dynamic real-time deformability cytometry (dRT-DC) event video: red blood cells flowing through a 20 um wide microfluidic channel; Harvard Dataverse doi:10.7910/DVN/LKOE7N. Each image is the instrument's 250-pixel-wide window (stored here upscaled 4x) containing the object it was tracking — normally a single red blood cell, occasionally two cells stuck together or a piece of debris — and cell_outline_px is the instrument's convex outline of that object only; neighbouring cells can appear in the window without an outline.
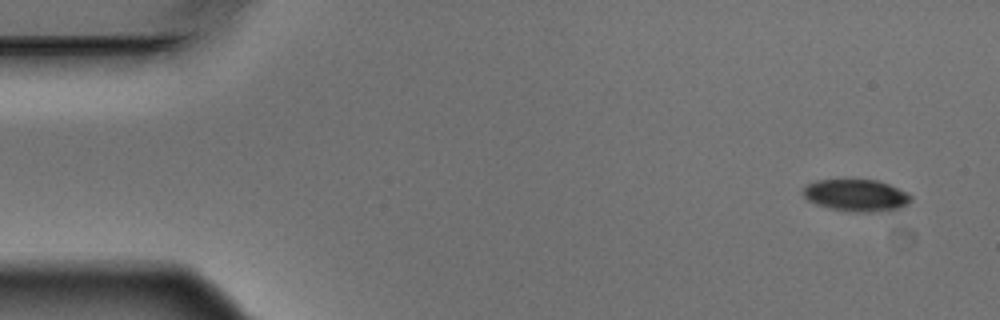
{"species": "Egyptian fruit bat (a non-hibernating species)", "species_latin": "Rousettus aegyptiacus", "temperature_condition": "warm", "stored_images_in_passage": 4, "camera_frame_rate_fps": 3000, "um_per_image_px": 0.085, "animal": {"sex": "male"}, "frame": {"image": 1, "passage_image": 1, "time_ms": 0.0, "image_size_px": [1000, 320], "cell_outline_px": [[912, 200], [908, 204], [892, 212], [856, 212], [832, 208], [816, 204], [808, 200], [800, 192], [800, 188], [804, 184], [816, 180], [848, 176], [876, 180], [888, 184], [908, 192], [912, 196]], "centroid_in_image_um": [72.75, 16.55], "position_along_channel_um": 12.2, "area_um2": 21.39}}
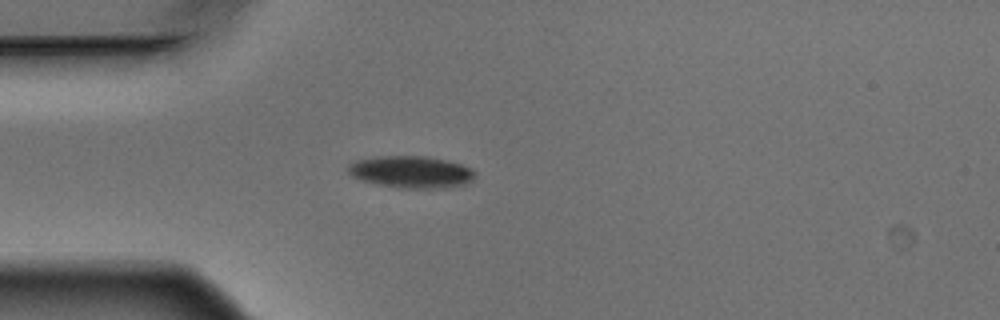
{"frame": {"image": 2, "passage_image": 4, "time_ms": 1.0, "image_size_px": [1000, 320], "cell_outline_px": [[476, 176], [468, 184], [432, 188], [400, 188], [380, 184], [364, 180], [352, 176], [348, 172], [348, 164], [356, 160], [376, 156], [428, 156], [460, 164], [472, 168], [476, 172]], "centroid_in_image_um": [34.97, 14.6], "position_along_channel_um": 50.0, "area_um2": 23.52}}